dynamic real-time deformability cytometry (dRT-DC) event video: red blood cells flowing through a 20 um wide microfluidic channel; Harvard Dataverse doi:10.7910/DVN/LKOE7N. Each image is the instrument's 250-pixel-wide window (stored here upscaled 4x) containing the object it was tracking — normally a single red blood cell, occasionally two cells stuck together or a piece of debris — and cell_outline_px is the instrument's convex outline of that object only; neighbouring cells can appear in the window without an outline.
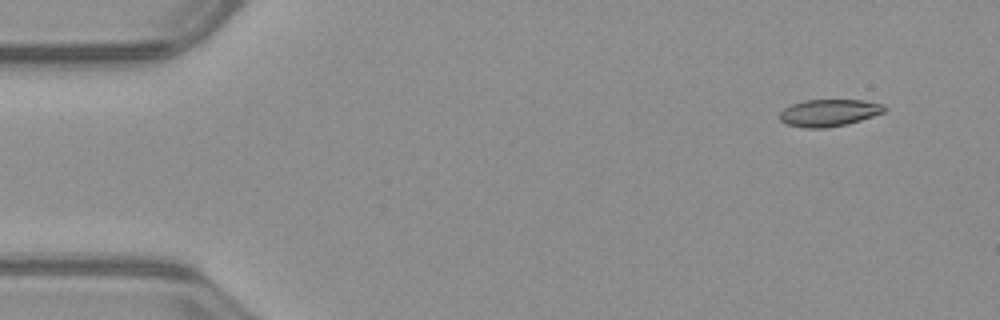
{"species": "common noctule bat (a hibernating species)", "species_latin": "Nyctalus noctula", "temperature_condition": "warm", "stored_images_in_passage": 49, "camera_frame_rate_fps": 3000, "um_per_image_px": 0.085, "animal": {"sex": "male", "body_mass_g": 23.1, "forearm_length_mm": 52.7}, "frame": {"image": 1, "passage_image": 1, "time_ms": 0.0, "image_size_px": [1000, 320], "cell_outline_px": [[888, 108], [884, 112], [848, 124], [824, 128], [808, 128], [788, 124], [780, 120], [780, 112], [784, 108], [792, 104], [804, 100], [864, 100], [884, 104]], "centroid_in_image_um": [70.49, 9.58], "position_along_channel_um": 14.5, "area_um2": 16.47}}
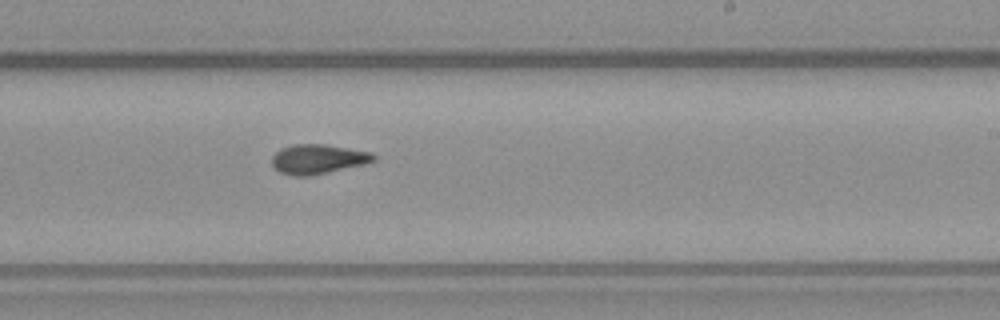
{"frame": {"image": 2, "passage_image": 28, "time_ms": 9.0, "image_size_px": [1000, 320], "cell_outline_px": [[376, 160], [364, 164], [308, 176], [292, 176], [280, 172], [272, 168], [272, 156], [280, 148], [292, 144], [324, 144], [372, 152], [376, 156]], "centroid_in_image_um": [26.99, 13.52], "position_along_channel_um": 262.0, "area_um2": 17.57}}
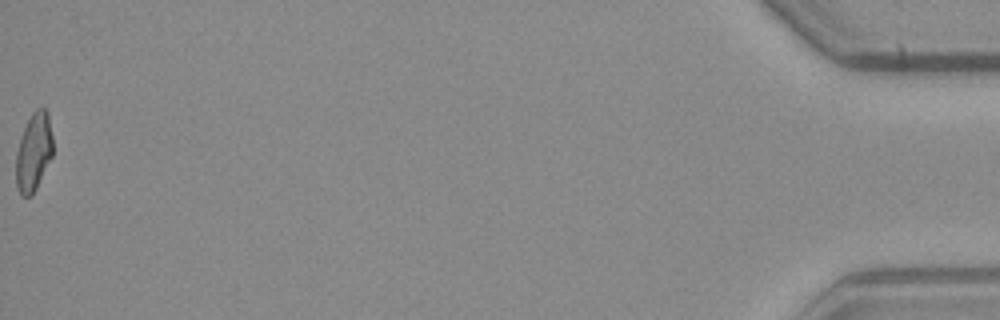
{"frame": {"image": 3, "passage_image": 49, "time_ms": 16.0, "image_size_px": [1000, 320], "cell_outline_px": [[52, 156], [32, 196], [20, 196], [16, 184], [16, 152], [20, 136], [32, 112], [36, 108], [44, 108], [48, 112], [52, 136]], "centroid_in_image_um": [2.85, 12.92], "position_along_channel_um": 432.4, "area_um2": 16.82}, "authors_computed_cell_mechanics": {"area_um2": 17.3978, "velocity_mm_per_s": 3.9969, "shape_relaxation_time_tau1_ms": null, "shape_relaxation_time_tau2_ms": 3.0089, "deformation_change_tau1": null, "deformation_change_tau2": 0.095}}